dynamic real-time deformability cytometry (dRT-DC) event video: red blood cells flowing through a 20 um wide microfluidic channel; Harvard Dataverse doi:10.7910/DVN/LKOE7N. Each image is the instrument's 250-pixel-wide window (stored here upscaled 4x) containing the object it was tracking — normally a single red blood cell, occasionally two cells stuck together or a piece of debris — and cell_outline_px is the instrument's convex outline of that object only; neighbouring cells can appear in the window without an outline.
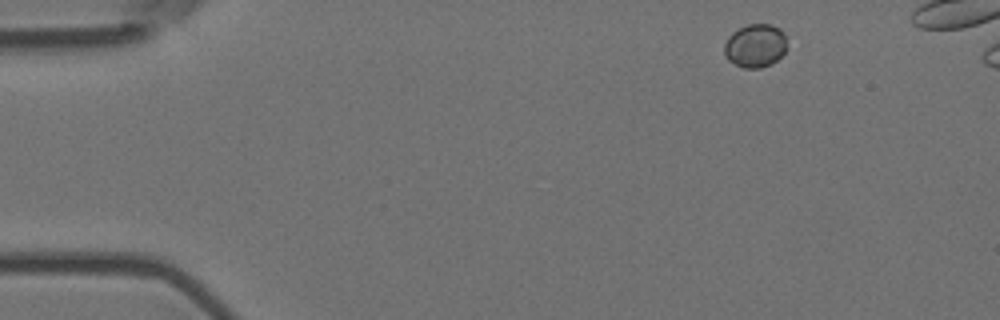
{"species": "Egyptian fruit bat (a non-hibernating species)", "species_latin": "Rousettus aegyptiacus", "temperature_condition": "room temperature", "stored_images_in_passage": 5, "camera_frame_rate_fps": 3000, "um_per_image_px": 0.085, "animal": {"sex": "female"}, "frame": {"image": 1, "passage_image": 1, "time_ms": 0.0, "image_size_px": [1000, 320], "cell_outline_px": [[788, 48], [772, 64], [760, 68], [744, 68], [728, 60], [724, 52], [724, 44], [728, 36], [736, 28], [748, 24], [772, 24], [780, 28], [784, 32]], "centroid_in_image_um": [64.21, 3.86], "position_along_channel_um": 20.8, "area_um2": 16.13}}